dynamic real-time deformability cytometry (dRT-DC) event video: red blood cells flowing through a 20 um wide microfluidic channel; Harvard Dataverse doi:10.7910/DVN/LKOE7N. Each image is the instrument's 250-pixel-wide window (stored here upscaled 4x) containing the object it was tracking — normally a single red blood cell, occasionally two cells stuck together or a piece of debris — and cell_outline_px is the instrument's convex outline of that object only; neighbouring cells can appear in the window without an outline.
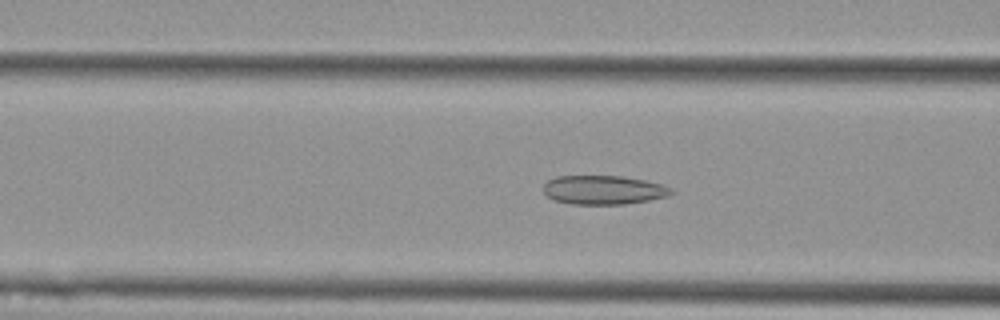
{"species": "Egyptian fruit bat (a non-hibernating species)", "species_latin": "Rousettus aegyptiacus", "temperature_condition": "cold", "stored_images_in_passage": 56, "camera_frame_rate_fps": 3000, "um_per_image_px": 0.085, "animal": {"sex": "female"}, "frame": {"image": 1, "passage_image": 22, "time_ms": 7.0, "image_size_px": [1000, 320], "cell_outline_px": [[676, 192], [668, 196], [648, 200], [624, 204], [568, 204], [556, 200], [548, 196], [544, 192], [544, 184], [548, 180], [556, 176], [620, 176], [644, 180], [660, 184], [672, 188]], "centroid_in_image_um": [51.31, 16.14], "position_along_channel_um": 115.3, "area_um2": 21.5}}
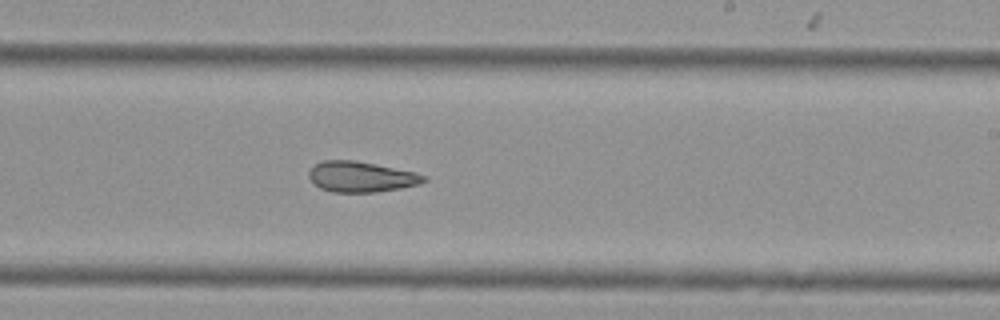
{"frame": {"image": 2, "passage_image": 34, "time_ms": 11.0, "image_size_px": [1000, 320], "cell_outline_px": [[428, 180], [420, 184], [400, 188], [376, 192], [332, 192], [320, 188], [308, 176], [308, 172], [316, 164], [324, 160], [352, 160], [376, 164], [416, 172], [428, 176]], "centroid_in_image_um": [30.74, 15.03], "position_along_channel_um": 258.3, "area_um2": 20.46}}
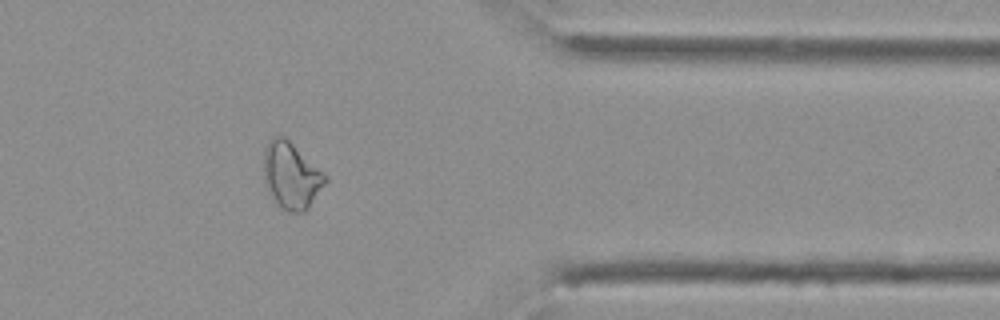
{"frame": {"image": 3, "passage_image": 46, "time_ms": 15.0, "image_size_px": [1000, 320], "cell_outline_px": [[328, 180], [308, 208], [304, 212], [288, 212], [280, 208], [276, 204], [264, 184], [264, 148], [268, 140], [272, 136], [284, 136], [328, 176]], "centroid_in_image_um": [24.74, 14.93], "position_along_channel_um": 386.7, "area_um2": 23.99}, "authors_computed_cell_mechanics": {"area_um2": 24.1315, "velocity_mm_per_s": 3.5795, "shape_relaxation_time_tau1_ms": null, "shape_relaxation_time_tau2_ms": 4.2267, "deformation_change_tau1": null, "deformation_change_tau2": 0.1163}}